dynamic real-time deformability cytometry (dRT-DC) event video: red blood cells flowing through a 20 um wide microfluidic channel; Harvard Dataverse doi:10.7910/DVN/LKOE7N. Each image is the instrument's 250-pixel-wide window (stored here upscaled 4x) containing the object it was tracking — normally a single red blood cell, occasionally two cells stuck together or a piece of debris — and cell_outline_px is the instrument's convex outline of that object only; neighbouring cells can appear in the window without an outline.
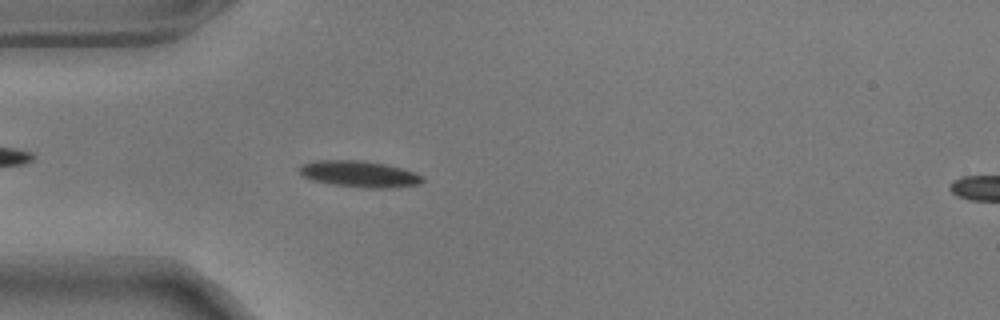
{"species": "common noctule bat (a hibernating species)", "species_latin": "Nyctalus noctula", "temperature_condition": "warm", "stored_images_in_passage": 22, "camera_frame_rate_fps": 3000, "um_per_image_px": 0.085, "animal": {"sex": "male", "body_mass_g": 17.9}, "frame": {"image": 1, "passage_image": 15, "time_ms": 4.667, "image_size_px": [1000, 320], "cell_outline_px": [[424, 180], [420, 184], [388, 188], [368, 188], [332, 184], [312, 180], [304, 176], [300, 172], [300, 164], [316, 160], [364, 160], [384, 164], [400, 168], [424, 176]], "centroid_in_image_um": [30.54, 14.78], "position_along_channel_um": 54.5, "area_um2": 18.79}}